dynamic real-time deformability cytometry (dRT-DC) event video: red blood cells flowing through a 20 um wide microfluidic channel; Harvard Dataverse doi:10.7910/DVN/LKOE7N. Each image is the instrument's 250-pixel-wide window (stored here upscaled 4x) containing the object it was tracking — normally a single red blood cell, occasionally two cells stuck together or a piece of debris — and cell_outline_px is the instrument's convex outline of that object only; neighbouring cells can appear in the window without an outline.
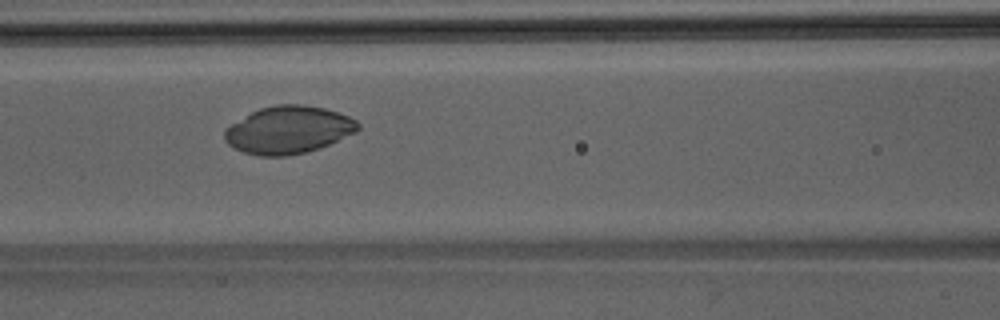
{"species": "Egyptian fruit bat (a non-hibernating species)", "species_latin": "Rousettus aegyptiacus", "temperature_condition": "room temperature", "stored_images_in_passage": 36, "camera_frame_rate_fps": 3000, "um_per_image_px": 0.085, "animal": {"sex": "male"}, "frame": {"image": 1, "passage_image": 9, "time_ms": 2.667, "image_size_px": [1000, 320], "cell_outline_px": [[360, 128], [356, 132], [320, 148], [288, 156], [260, 156], [244, 152], [228, 144], [224, 140], [224, 128], [252, 112], [260, 108], [276, 104], [300, 104], [324, 108], [348, 116], [356, 120], [360, 124]], "centroid_in_image_um": [24.51, 11.04], "position_along_channel_um": 142.1, "area_um2": 36.82}}
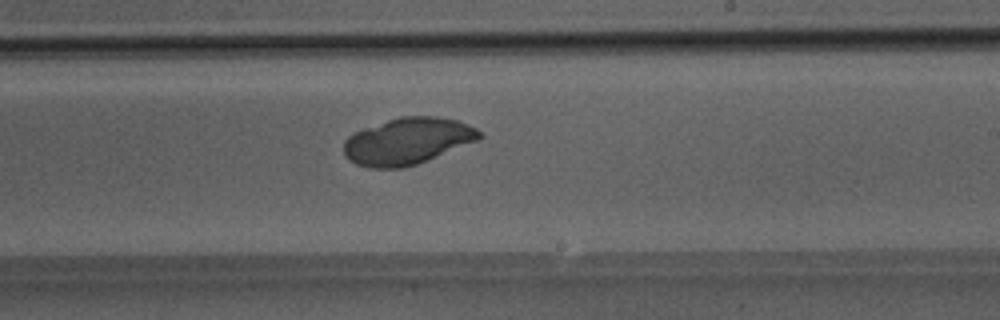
{"frame": {"image": 2, "passage_image": 17, "time_ms": 5.333, "image_size_px": [1000, 320], "cell_outline_px": [[484, 136], [480, 140], [416, 164], [404, 168], [368, 168], [356, 164], [348, 160], [344, 156], [344, 140], [352, 132], [400, 116], [436, 116], [456, 120], [468, 124], [476, 128]], "centroid_in_image_um": [34.63, 12.0], "position_along_channel_um": 254.4, "area_um2": 37.11}}
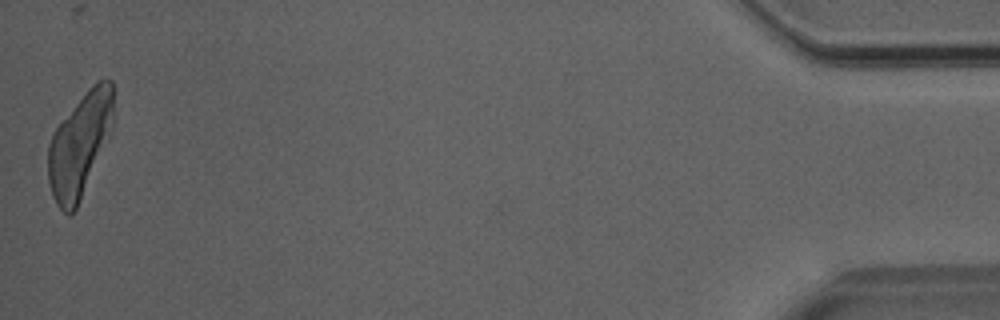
{"frame": {"image": 3, "passage_image": 36, "time_ms": 11.667, "image_size_px": [1000, 320], "cell_outline_px": [[112, 128], [76, 208], [68, 216], [56, 204], [52, 196], [48, 180], [48, 144], [56, 128], [88, 88], [104, 76], [112, 80]], "centroid_in_image_um": [6.76, 12.29], "position_along_channel_um": 428.4, "area_um2": 38.55}}